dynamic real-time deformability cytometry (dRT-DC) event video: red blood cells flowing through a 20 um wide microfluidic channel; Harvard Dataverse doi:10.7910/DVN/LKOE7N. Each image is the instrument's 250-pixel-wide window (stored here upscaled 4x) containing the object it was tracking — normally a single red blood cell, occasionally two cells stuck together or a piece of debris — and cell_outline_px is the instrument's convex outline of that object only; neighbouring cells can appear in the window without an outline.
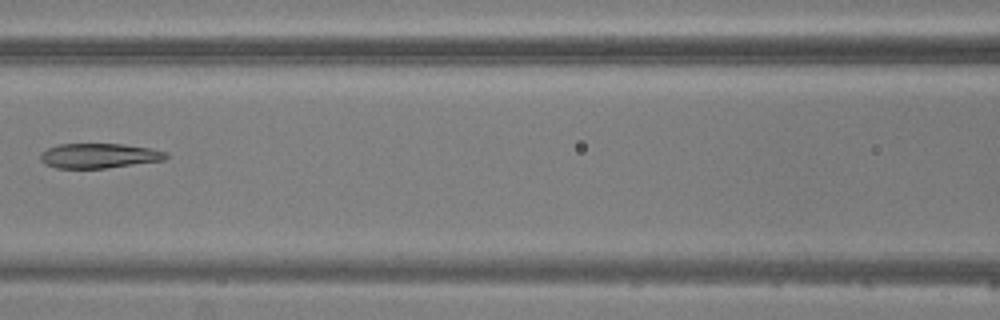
{"species": "common noctule bat (a hibernating species)", "species_latin": "Nyctalus noctula", "temperature_condition": "warm", "stored_images_in_passage": 7, "camera_frame_rate_fps": 3000, "um_per_image_px": 0.085, "animal": {"sex": "male", "body_mass_g": 20.5, "forearm_length_mm": 52.5}, "frame": {"image": 1, "passage_image": 7, "time_ms": 7.0, "image_size_px": [1000, 320], "cell_outline_px": [[168, 156], [164, 160], [104, 168], [56, 168], [44, 164], [40, 160], [40, 152], [48, 148], [60, 144], [124, 144], [152, 148], [168, 152]], "centroid_in_image_um": [8.41, 13.23], "position_along_channel_um": 158.2, "area_um2": 18.21}}